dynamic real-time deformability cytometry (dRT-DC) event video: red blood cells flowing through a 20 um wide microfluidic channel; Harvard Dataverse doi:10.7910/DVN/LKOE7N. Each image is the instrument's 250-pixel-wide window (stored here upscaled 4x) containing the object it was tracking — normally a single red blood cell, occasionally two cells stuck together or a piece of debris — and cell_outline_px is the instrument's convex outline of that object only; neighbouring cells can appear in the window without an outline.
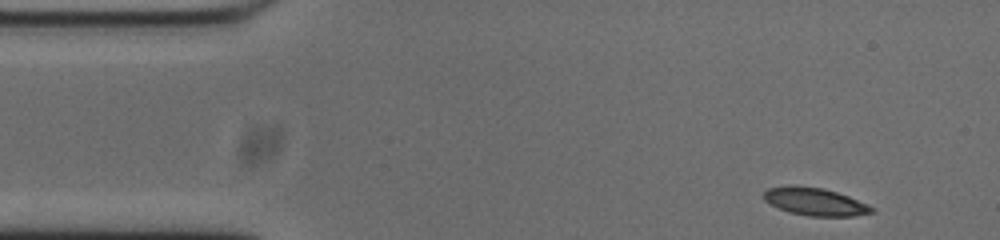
{"species": "common noctule bat (a hibernating species)", "species_latin": "Nyctalus noctula", "temperature_condition": "cold", "stored_images_in_passage": 11, "camera_frame_rate_fps": 3000, "um_per_image_px": 0.085, "animal": {"sex": "male", "body_mass_g": 20.0, "forearm_length_mm": 53.3}, "frame": {"image": 1, "passage_image": 1, "time_ms": 0.0, "image_size_px": [1000, 240], "cell_outline_px": [[876, 212], [852, 216], [808, 216], [788, 212], [764, 200], [764, 192], [768, 188], [820, 188], [836, 192], [848, 196], [872, 208]], "centroid_in_image_um": [69.31, 17.19], "position_along_channel_um": 15.7, "area_um2": 16.42}}
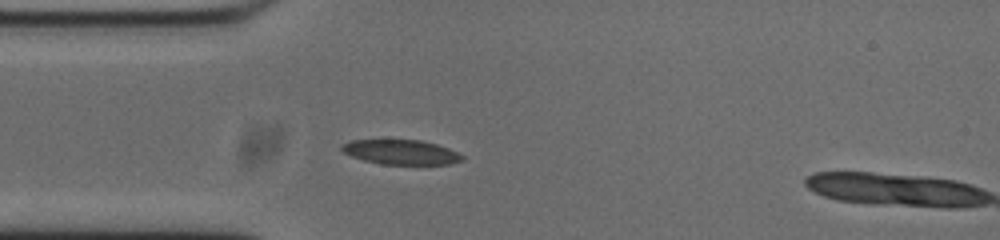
{"frame": {"image": 2, "passage_image": 10, "time_ms": 3.0, "image_size_px": [1000, 240], "cell_outline_px": [[464, 160], [448, 164], [380, 164], [364, 160], [352, 156], [344, 152], [340, 148], [340, 144], [352, 140], [420, 140], [436, 144], [448, 148], [464, 156]], "centroid_in_image_um": [34.07, 12.93], "position_along_channel_um": 50.9, "area_um2": 17.22}}